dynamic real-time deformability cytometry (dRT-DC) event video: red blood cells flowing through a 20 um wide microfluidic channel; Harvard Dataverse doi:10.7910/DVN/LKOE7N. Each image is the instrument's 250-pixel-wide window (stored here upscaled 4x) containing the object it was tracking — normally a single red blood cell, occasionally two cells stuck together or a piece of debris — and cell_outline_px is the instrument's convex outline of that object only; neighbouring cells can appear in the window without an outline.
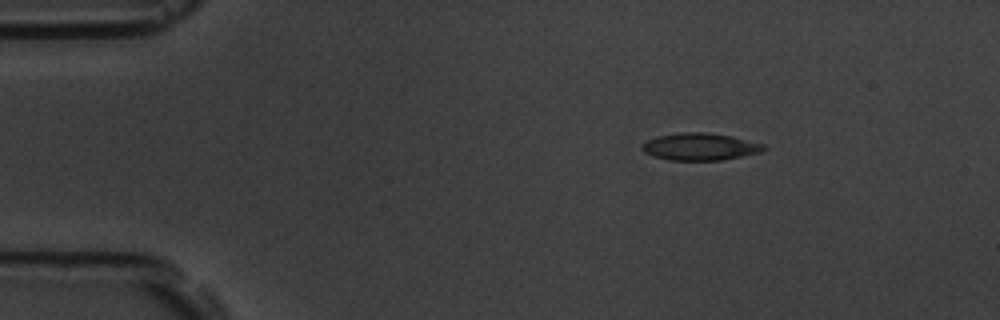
{"species": "common noctule bat (a hibernating species)", "species_latin": "Nyctalus noctula", "temperature_condition": "room temperature", "stored_images_in_passage": 4, "camera_frame_rate_fps": 3000, "um_per_image_px": 0.085, "animal": {"sex": "male", "body_mass_g": 19.5, "forearm_length_mm": 54.6}, "frame": {"image": 1, "passage_image": 1, "time_ms": 0.0, "image_size_px": [1000, 320], "cell_outline_px": [[768, 148], [760, 152], [720, 160], [668, 160], [652, 156], [644, 152], [640, 148], [640, 144], [656, 136], [684, 132], [704, 132], [732, 136], [764, 144]], "centroid_in_image_um": [59.46, 12.46], "position_along_channel_um": 25.5, "area_um2": 19.31}}
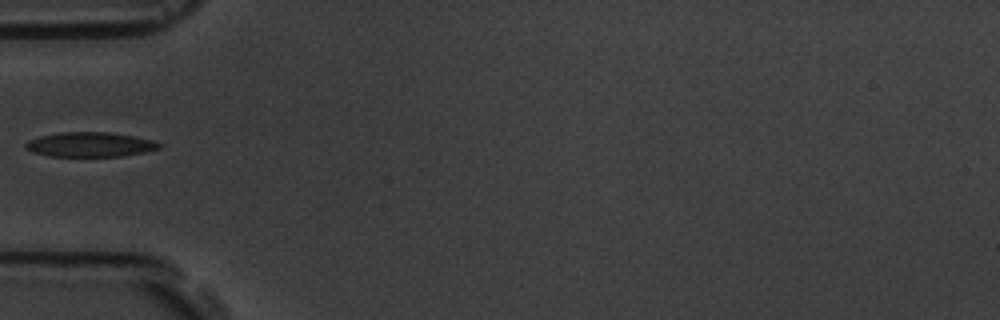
{"frame": {"image": 2, "passage_image": 4, "time_ms": 3.333, "image_size_px": [1000, 320], "cell_outline_px": [[164, 144], [160, 148], [144, 152], [120, 156], [48, 156], [32, 152], [24, 148], [24, 144], [28, 140], [40, 136], [60, 132], [108, 132], [156, 140]], "centroid_in_image_um": [7.65, 12.28], "position_along_channel_um": 77.3, "area_um2": 19.31}}